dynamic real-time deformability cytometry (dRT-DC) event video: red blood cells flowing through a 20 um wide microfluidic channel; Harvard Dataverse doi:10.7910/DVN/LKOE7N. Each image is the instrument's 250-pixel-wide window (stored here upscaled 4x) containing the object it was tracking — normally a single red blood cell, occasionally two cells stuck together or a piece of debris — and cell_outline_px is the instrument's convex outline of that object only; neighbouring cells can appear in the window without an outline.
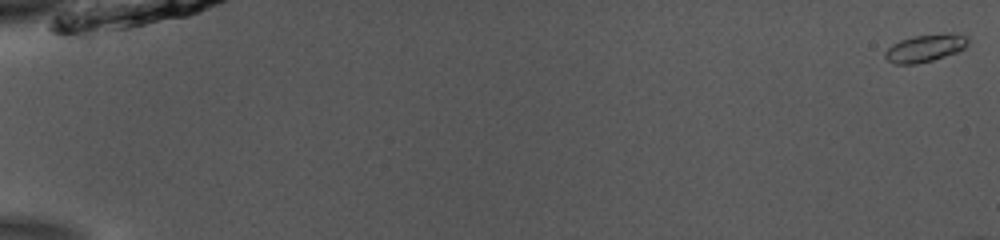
{"species": "common noctule bat (a hibernating species)", "species_latin": "Nyctalus noctula", "temperature_condition": "room temperature", "stored_images_in_passage": 19, "camera_frame_rate_fps": 3000, "um_per_image_px": 0.085, "animal": {"sex": "male", "body_mass_g": 13.0, "forearm_length_mm": 53.1}, "frame": {"image": 1, "passage_image": 1, "time_ms": 0.0, "image_size_px": [1000, 240], "cell_outline_px": [[968, 44], [964, 48], [956, 52], [932, 60], [916, 64], [896, 64], [888, 60], [884, 56], [884, 52], [892, 44], [900, 40], [912, 36], [952, 32], [968, 36]], "centroid_in_image_um": [78.65, 4.07], "position_along_channel_um": 6.4, "area_um2": 13.35}}
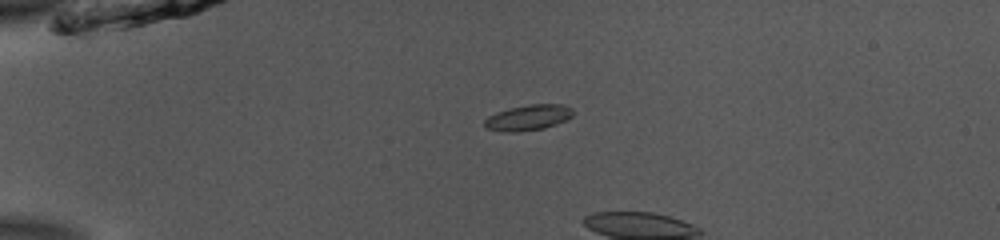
{"frame": {"image": 2, "passage_image": 15, "time_ms": 4.667, "image_size_px": [1000, 240], "cell_outline_px": [[572, 116], [556, 124], [544, 128], [516, 132], [508, 132], [488, 128], [484, 124], [484, 120], [488, 116], [496, 112], [508, 108], [528, 104], [564, 104], [572, 108]], "centroid_in_image_um": [44.89, 9.98], "position_along_channel_um": 40.1, "area_um2": 13.12}}